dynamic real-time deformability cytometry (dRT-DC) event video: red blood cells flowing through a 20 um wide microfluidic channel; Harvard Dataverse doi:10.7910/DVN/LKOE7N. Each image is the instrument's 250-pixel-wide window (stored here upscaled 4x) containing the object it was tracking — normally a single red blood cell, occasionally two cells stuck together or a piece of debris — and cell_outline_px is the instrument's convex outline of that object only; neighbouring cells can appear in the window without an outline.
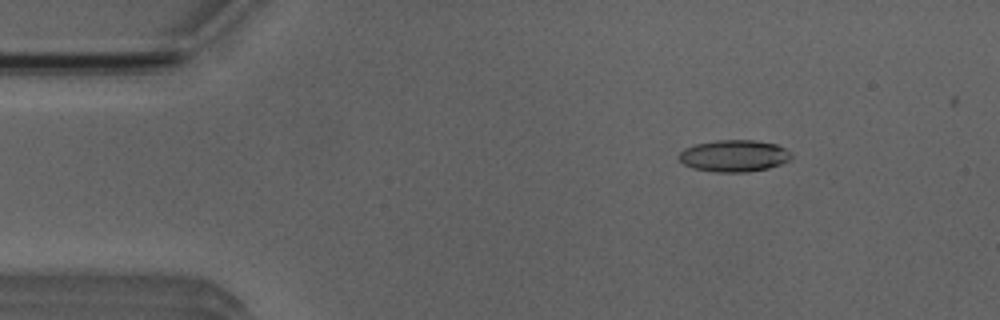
{"species": "Egyptian fruit bat (a non-hibernating species)", "species_latin": "Rousettus aegyptiacus", "temperature_condition": "room temperature", "stored_images_in_passage": 4, "camera_frame_rate_fps": 3000, "um_per_image_px": 0.085, "animal": {"sex": "male"}, "frame": {"image": 1, "passage_image": 1, "time_ms": 0.0, "image_size_px": [1000, 320], "cell_outline_px": [[792, 156], [788, 160], [780, 164], [768, 168], [748, 172], [716, 172], [692, 168], [684, 164], [680, 160], [680, 152], [684, 148], [696, 144], [716, 140], [752, 140], [776, 144], [784, 148]], "centroid_in_image_um": [62.37, 13.25], "position_along_channel_um": 22.6, "area_um2": 20.63}}